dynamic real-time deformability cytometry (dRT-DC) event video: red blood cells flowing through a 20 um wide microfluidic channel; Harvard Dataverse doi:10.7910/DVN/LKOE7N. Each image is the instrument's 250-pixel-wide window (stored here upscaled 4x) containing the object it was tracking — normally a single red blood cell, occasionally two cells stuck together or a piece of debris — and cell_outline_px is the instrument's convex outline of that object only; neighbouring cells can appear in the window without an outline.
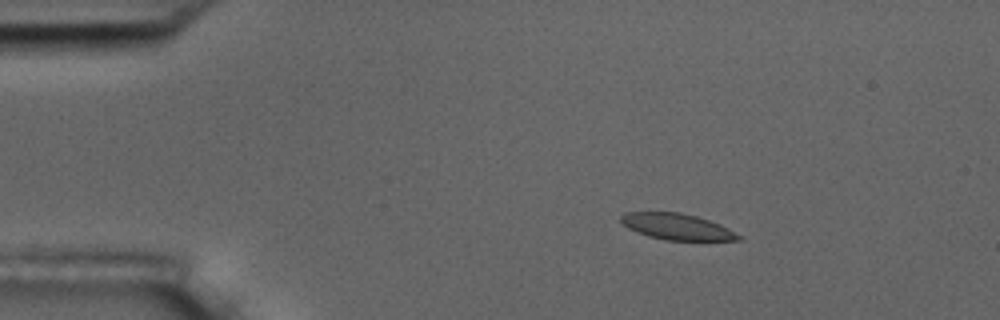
{"species": "common noctule bat (a hibernating species)", "species_latin": "Nyctalus noctula", "temperature_condition": "room temperature", "stored_images_in_passage": 48, "camera_frame_rate_fps": 3000, "um_per_image_px": 0.085, "animal": {"sex": "male", "body_mass_g": 17.5, "forearm_length_mm": 52.3}, "frame": {"image": 1, "passage_image": 1, "time_ms": 0.0, "image_size_px": [1000, 320], "cell_outline_px": [[744, 236], [740, 240], [664, 240], [648, 236], [628, 228], [620, 220], [620, 216], [624, 212], [680, 212], [696, 216], [720, 224]], "centroid_in_image_um": [57.55, 19.26], "position_along_channel_um": 27.4, "area_um2": 17.92}}
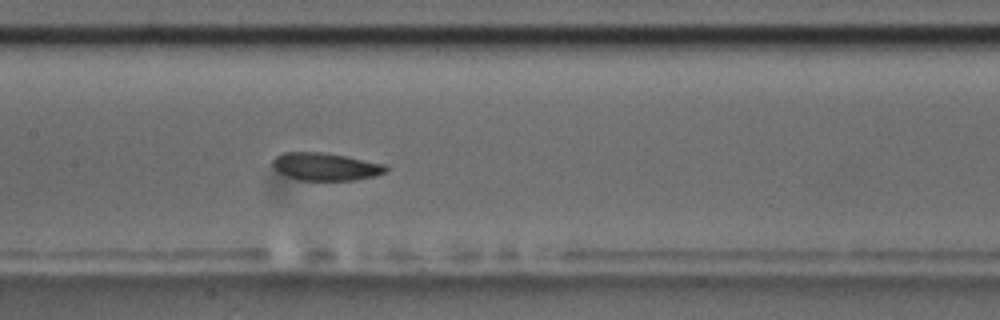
{"frame": {"image": 2, "passage_image": 19, "time_ms": 6.0, "image_size_px": [1000, 320], "cell_outline_px": [[388, 168], [384, 172], [376, 176], [356, 180], [296, 180], [280, 172], [272, 164], [272, 160], [276, 156], [284, 152], [324, 152], [348, 156], [388, 164]], "centroid_in_image_um": [27.73, 14.15], "position_along_channel_um": 179.7, "area_um2": 18.44}}
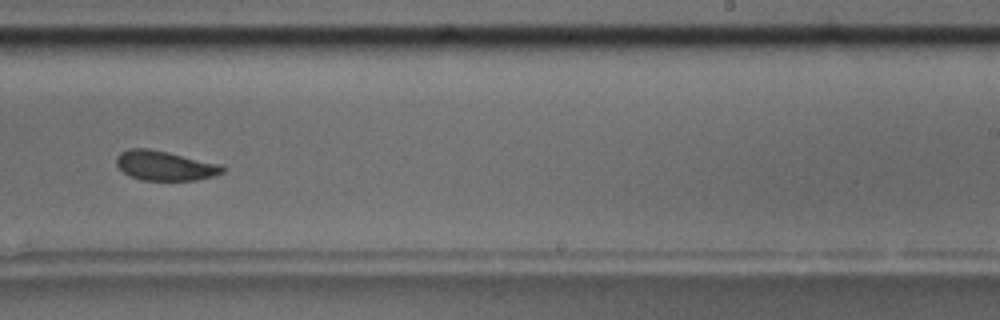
{"frame": {"image": 3, "passage_image": 27, "time_ms": 8.667, "image_size_px": [1000, 320], "cell_outline_px": [[228, 168], [224, 172], [212, 176], [196, 180], [140, 180], [128, 176], [116, 164], [116, 156], [120, 152], [128, 148], [148, 148], [168, 152], [224, 164]], "centroid_in_image_um": [14.04, 14.07], "position_along_channel_um": 275.0, "area_um2": 18.67}, "authors_computed_cell_mechanics": {"area_um2": 19.074, "velocity_mm_per_s": 3.5796, "shape_relaxation_time_tau1_ms": null, "shape_relaxation_time_tau2_ms": 2.0368, "deformation_change_tau1": null, "deformation_change_tau2": 0.0775}}